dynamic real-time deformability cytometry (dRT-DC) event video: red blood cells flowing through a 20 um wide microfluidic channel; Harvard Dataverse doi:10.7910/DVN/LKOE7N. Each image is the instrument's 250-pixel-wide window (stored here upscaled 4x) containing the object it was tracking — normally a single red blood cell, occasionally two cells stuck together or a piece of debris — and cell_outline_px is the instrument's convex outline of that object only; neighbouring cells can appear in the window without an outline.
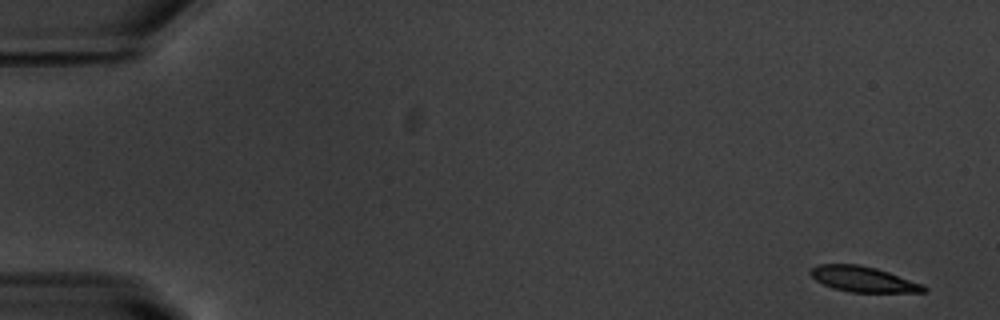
{"species": "common noctule bat (a hibernating species)", "species_latin": "Nyctalus noctula", "temperature_condition": "warm", "stored_images_in_passage": 53, "camera_frame_rate_fps": 3000, "um_per_image_px": 0.085, "animal": {"sex": "male", "body_mass_g": 20.1, "forearm_length_mm": 53.5}, "frame": {"image": 1, "passage_image": 1, "time_ms": 0.0, "image_size_px": [1000, 320], "cell_outline_px": [[928, 292], [848, 292], [832, 288], [816, 280], [808, 272], [812, 268], [820, 264], [856, 264], [876, 268], [924, 284], [928, 288]], "centroid_in_image_um": [73.4, 23.74], "position_along_channel_um": 11.6, "area_um2": 16.82}}
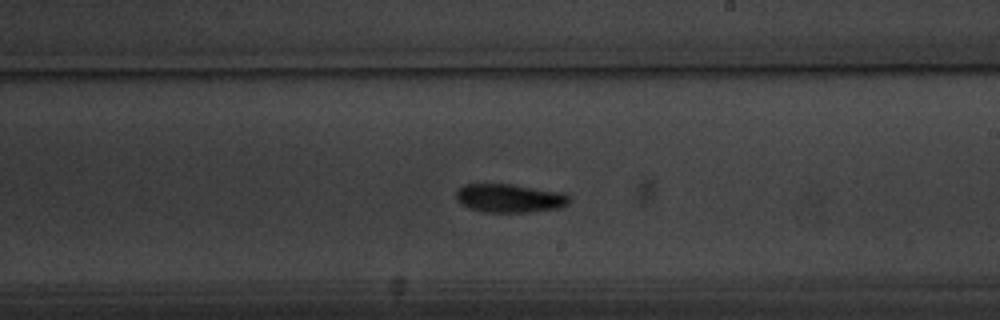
{"frame": {"image": 2, "passage_image": 31, "time_ms": 10.0, "image_size_px": [1000, 320], "cell_outline_px": [[568, 204], [564, 208], [532, 212], [484, 212], [468, 208], [460, 204], [456, 200], [456, 192], [464, 184], [512, 184], [564, 192], [568, 196]], "centroid_in_image_um": [43.33, 16.85], "position_along_channel_um": 245.7, "area_um2": 19.13}}
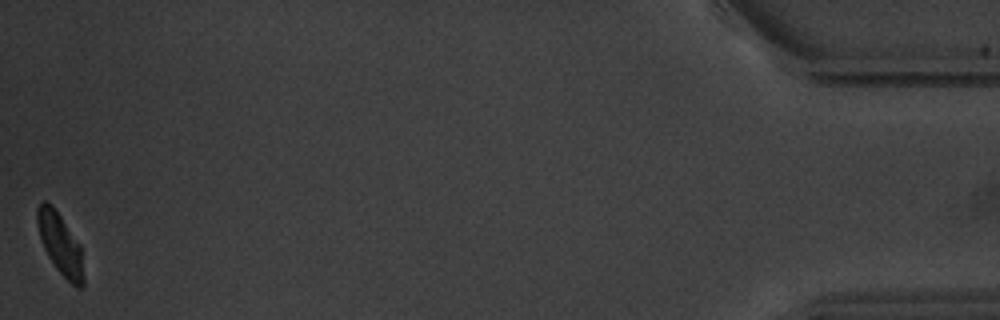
{"frame": {"image": 3, "passage_image": 53, "time_ms": 17.333, "image_size_px": [1000, 320], "cell_outline_px": [[84, 284], [80, 288], [76, 288], [56, 268], [48, 256], [44, 248], [40, 236], [36, 220], [36, 208], [44, 200], [60, 216], [80, 244], [84, 276]], "centroid_in_image_um": [5.13, 20.78], "position_along_channel_um": 430.1, "area_um2": 16.18}, "authors_computed_cell_mechanics": {"area_um2": 18.0336, "velocity_mm_per_s": 3.7306, "shape_relaxation_time_tau1_ms": 3.2548, "shape_relaxation_time_tau2_ms": 5.0732, "deformation_change_tau1": 0.1193, "deformation_change_tau2": 0.0974}}